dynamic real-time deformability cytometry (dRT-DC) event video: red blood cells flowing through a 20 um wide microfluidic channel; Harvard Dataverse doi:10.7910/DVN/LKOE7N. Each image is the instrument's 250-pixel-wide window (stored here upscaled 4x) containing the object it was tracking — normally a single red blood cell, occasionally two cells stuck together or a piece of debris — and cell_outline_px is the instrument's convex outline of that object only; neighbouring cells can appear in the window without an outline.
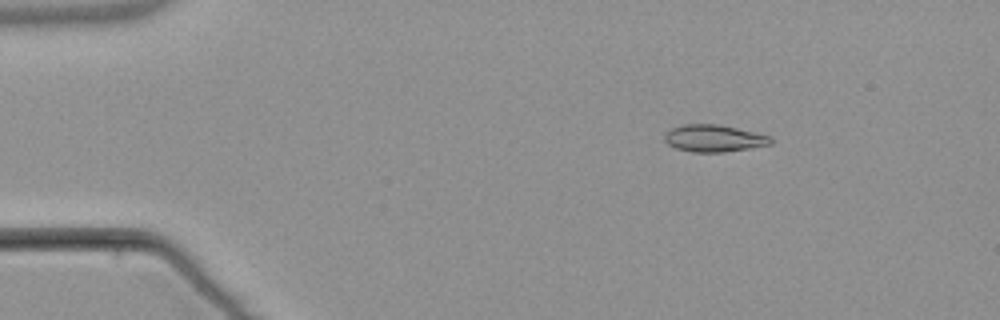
{"species": "common noctule bat (a hibernating species)", "species_latin": "Nyctalus noctula", "temperature_condition": "warm", "stored_images_in_passage": 5, "camera_frame_rate_fps": 3000, "um_per_image_px": 0.085, "animal": {"sex": "male", "body_mass_g": 21.5, "forearm_length_mm": 52.0}, "frame": {"image": 1, "passage_image": 3, "time_ms": 2.333, "image_size_px": [1000, 320], "cell_outline_px": [[772, 144], [724, 152], [692, 152], [676, 148], [668, 144], [664, 140], [664, 132], [672, 128], [684, 124], [716, 124], [756, 132], [772, 136]], "centroid_in_image_um": [60.67, 11.75], "position_along_channel_um": 24.3, "area_um2": 16.76}}
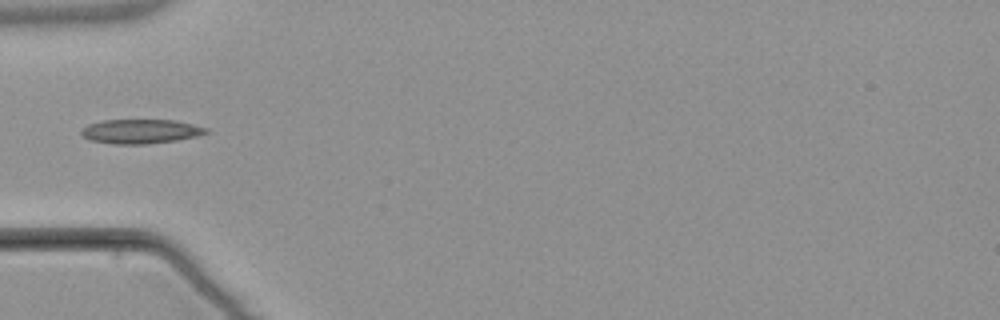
{"frame": {"image": 2, "passage_image": 5, "time_ms": 5.667, "image_size_px": [1000, 320], "cell_outline_px": [[208, 132], [196, 136], [176, 140], [144, 144], [112, 144], [88, 140], [80, 136], [80, 132], [88, 124], [104, 120], [176, 120], [208, 128]], "centroid_in_image_um": [11.9, 11.17], "position_along_channel_um": 73.1, "area_um2": 17.69}}